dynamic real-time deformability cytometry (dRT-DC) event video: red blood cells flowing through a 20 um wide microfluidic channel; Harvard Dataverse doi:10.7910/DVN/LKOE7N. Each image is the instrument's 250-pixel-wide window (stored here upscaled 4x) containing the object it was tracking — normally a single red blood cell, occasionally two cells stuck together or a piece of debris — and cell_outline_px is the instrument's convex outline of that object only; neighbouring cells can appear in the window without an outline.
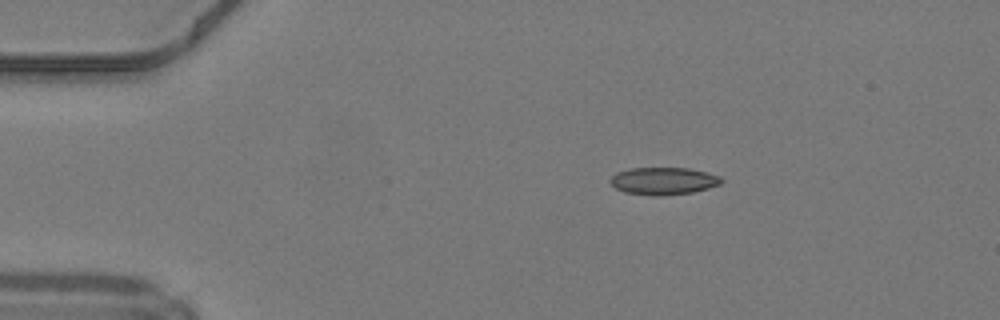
{"species": "common noctule bat (a hibernating species)", "species_latin": "Nyctalus noctula", "temperature_condition": "warm", "stored_images_in_passage": 41, "camera_frame_rate_fps": 3000, "um_per_image_px": 0.085, "animal": {"sex": "male", "body_mass_g": 19.2, "forearm_length_mm": 51.8}, "frame": {"image": 1, "passage_image": 1, "time_ms": 0.0, "image_size_px": [1000, 320], "cell_outline_px": [[724, 180], [720, 184], [708, 188], [692, 192], [660, 196], [652, 196], [624, 192], [616, 188], [608, 180], [616, 172], [628, 168], [692, 168], [720, 176]], "centroid_in_image_um": [56.38, 15.38], "position_along_channel_um": 28.6, "area_um2": 17.86}}
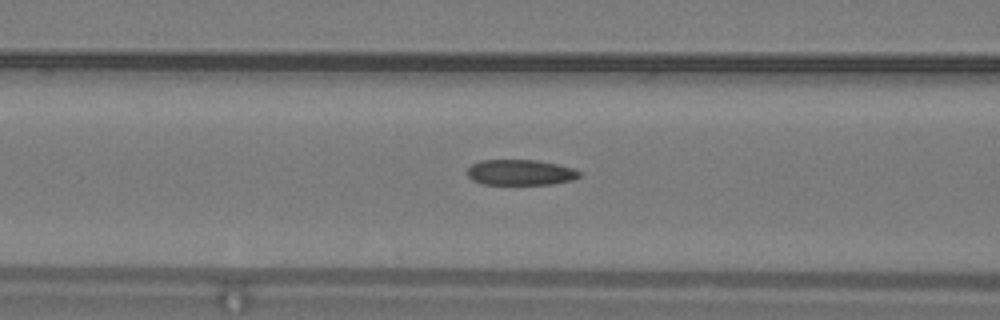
{"frame": {"image": 2, "passage_image": 12, "time_ms": 3.667, "image_size_px": [1000, 320], "cell_outline_px": [[580, 176], [572, 180], [552, 184], [484, 184], [472, 180], [468, 176], [468, 168], [472, 164], [480, 160], [536, 160], [556, 164], [572, 168], [580, 172]], "centroid_in_image_um": [44.22, 14.65], "position_along_channel_um": 122.4, "area_um2": 16.59}}
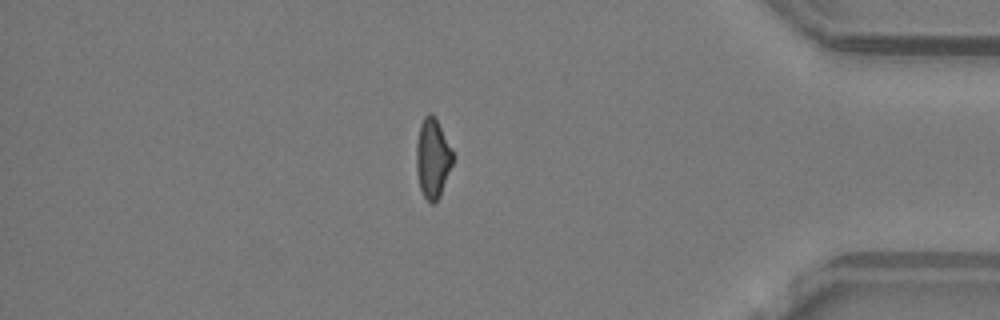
{"frame": {"image": 3, "passage_image": 34, "time_ms": 11.0, "image_size_px": [1000, 320], "cell_outline_px": [[452, 164], [440, 196], [432, 204], [424, 196], [420, 188], [416, 168], [416, 144], [420, 124], [424, 116], [428, 112], [432, 112], [452, 148]], "centroid_in_image_um": [36.76, 13.42], "position_along_channel_um": 398.4, "area_um2": 16.76}, "authors_computed_cell_mechanics": {"area_um2": 17.34, "velocity_mm_per_s": 4.2449, "shape_relaxation_time_tau1_ms": null, "shape_relaxation_time_tau2_ms": 3.1706, "deformation_change_tau1": null, "deformation_change_tau2": 0.1229}}